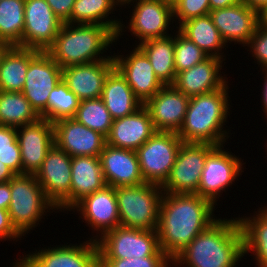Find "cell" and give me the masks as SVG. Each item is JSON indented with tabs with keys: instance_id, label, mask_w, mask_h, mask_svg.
I'll return each mask as SVG.
<instances>
[{
	"instance_id": "obj_1",
	"label": "cell",
	"mask_w": 267,
	"mask_h": 267,
	"mask_svg": "<svg viewBox=\"0 0 267 267\" xmlns=\"http://www.w3.org/2000/svg\"><path fill=\"white\" fill-rule=\"evenodd\" d=\"M214 204L197 194L164 192L157 235L160 249L172 260L216 219Z\"/></svg>"
},
{
	"instance_id": "obj_2",
	"label": "cell",
	"mask_w": 267,
	"mask_h": 267,
	"mask_svg": "<svg viewBox=\"0 0 267 267\" xmlns=\"http://www.w3.org/2000/svg\"><path fill=\"white\" fill-rule=\"evenodd\" d=\"M239 219H217L173 259L174 267H237L244 257Z\"/></svg>"
},
{
	"instance_id": "obj_3",
	"label": "cell",
	"mask_w": 267,
	"mask_h": 267,
	"mask_svg": "<svg viewBox=\"0 0 267 267\" xmlns=\"http://www.w3.org/2000/svg\"><path fill=\"white\" fill-rule=\"evenodd\" d=\"M227 84L228 81L216 91L190 97L184 123L177 133L183 143L220 146L227 142L230 133L223 129L231 106Z\"/></svg>"
},
{
	"instance_id": "obj_4",
	"label": "cell",
	"mask_w": 267,
	"mask_h": 267,
	"mask_svg": "<svg viewBox=\"0 0 267 267\" xmlns=\"http://www.w3.org/2000/svg\"><path fill=\"white\" fill-rule=\"evenodd\" d=\"M117 40V35L107 26L64 23L46 52L63 69L71 65L114 59L113 55L102 54Z\"/></svg>"
},
{
	"instance_id": "obj_5",
	"label": "cell",
	"mask_w": 267,
	"mask_h": 267,
	"mask_svg": "<svg viewBox=\"0 0 267 267\" xmlns=\"http://www.w3.org/2000/svg\"><path fill=\"white\" fill-rule=\"evenodd\" d=\"M10 191L8 213L13 226L22 236L37 227L47 212L57 210L47 199L34 174L15 175L10 180Z\"/></svg>"
},
{
	"instance_id": "obj_6",
	"label": "cell",
	"mask_w": 267,
	"mask_h": 267,
	"mask_svg": "<svg viewBox=\"0 0 267 267\" xmlns=\"http://www.w3.org/2000/svg\"><path fill=\"white\" fill-rule=\"evenodd\" d=\"M120 225L126 228L157 230L164 191L160 185L143 183L115 188Z\"/></svg>"
},
{
	"instance_id": "obj_7",
	"label": "cell",
	"mask_w": 267,
	"mask_h": 267,
	"mask_svg": "<svg viewBox=\"0 0 267 267\" xmlns=\"http://www.w3.org/2000/svg\"><path fill=\"white\" fill-rule=\"evenodd\" d=\"M98 258L130 259L167 256L159 246L156 230L116 227L97 241Z\"/></svg>"
},
{
	"instance_id": "obj_8",
	"label": "cell",
	"mask_w": 267,
	"mask_h": 267,
	"mask_svg": "<svg viewBox=\"0 0 267 267\" xmlns=\"http://www.w3.org/2000/svg\"><path fill=\"white\" fill-rule=\"evenodd\" d=\"M183 141L175 132L156 131L137 150L146 183L162 186L167 180Z\"/></svg>"
},
{
	"instance_id": "obj_9",
	"label": "cell",
	"mask_w": 267,
	"mask_h": 267,
	"mask_svg": "<svg viewBox=\"0 0 267 267\" xmlns=\"http://www.w3.org/2000/svg\"><path fill=\"white\" fill-rule=\"evenodd\" d=\"M135 2V4H134ZM133 3V4H130ZM128 4V5H127ZM133 5L132 15L128 26L121 23L117 33V39L129 28L131 36L138 39L141 44L144 41L167 37L170 24H173V4L166 0H130L123 6ZM172 22V23H171Z\"/></svg>"
},
{
	"instance_id": "obj_10",
	"label": "cell",
	"mask_w": 267,
	"mask_h": 267,
	"mask_svg": "<svg viewBox=\"0 0 267 267\" xmlns=\"http://www.w3.org/2000/svg\"><path fill=\"white\" fill-rule=\"evenodd\" d=\"M214 147L209 143H182L162 190L173 194H196L206 157Z\"/></svg>"
},
{
	"instance_id": "obj_11",
	"label": "cell",
	"mask_w": 267,
	"mask_h": 267,
	"mask_svg": "<svg viewBox=\"0 0 267 267\" xmlns=\"http://www.w3.org/2000/svg\"><path fill=\"white\" fill-rule=\"evenodd\" d=\"M224 146H215L207 155L200 177L197 195L211 201L215 206L220 193L228 189L244 172L241 158L225 151Z\"/></svg>"
},
{
	"instance_id": "obj_12",
	"label": "cell",
	"mask_w": 267,
	"mask_h": 267,
	"mask_svg": "<svg viewBox=\"0 0 267 267\" xmlns=\"http://www.w3.org/2000/svg\"><path fill=\"white\" fill-rule=\"evenodd\" d=\"M61 80L62 68L46 51L30 60L22 93L41 118L48 120V97Z\"/></svg>"
},
{
	"instance_id": "obj_13",
	"label": "cell",
	"mask_w": 267,
	"mask_h": 267,
	"mask_svg": "<svg viewBox=\"0 0 267 267\" xmlns=\"http://www.w3.org/2000/svg\"><path fill=\"white\" fill-rule=\"evenodd\" d=\"M22 48L46 51L54 42L63 22L46 0H25Z\"/></svg>"
},
{
	"instance_id": "obj_14",
	"label": "cell",
	"mask_w": 267,
	"mask_h": 267,
	"mask_svg": "<svg viewBox=\"0 0 267 267\" xmlns=\"http://www.w3.org/2000/svg\"><path fill=\"white\" fill-rule=\"evenodd\" d=\"M72 157L55 144L34 174L47 199L57 210L70 198Z\"/></svg>"
},
{
	"instance_id": "obj_15",
	"label": "cell",
	"mask_w": 267,
	"mask_h": 267,
	"mask_svg": "<svg viewBox=\"0 0 267 267\" xmlns=\"http://www.w3.org/2000/svg\"><path fill=\"white\" fill-rule=\"evenodd\" d=\"M79 244L45 247L20 257L30 267H99L97 242L89 239Z\"/></svg>"
},
{
	"instance_id": "obj_16",
	"label": "cell",
	"mask_w": 267,
	"mask_h": 267,
	"mask_svg": "<svg viewBox=\"0 0 267 267\" xmlns=\"http://www.w3.org/2000/svg\"><path fill=\"white\" fill-rule=\"evenodd\" d=\"M71 210L80 212L79 217L83 218L94 232L99 233L90 238L93 241L121 226L115 187L112 186H106L102 190L85 196Z\"/></svg>"
},
{
	"instance_id": "obj_17",
	"label": "cell",
	"mask_w": 267,
	"mask_h": 267,
	"mask_svg": "<svg viewBox=\"0 0 267 267\" xmlns=\"http://www.w3.org/2000/svg\"><path fill=\"white\" fill-rule=\"evenodd\" d=\"M22 159V175L35 174L48 151L55 144L54 125L40 118L36 122L16 128Z\"/></svg>"
},
{
	"instance_id": "obj_18",
	"label": "cell",
	"mask_w": 267,
	"mask_h": 267,
	"mask_svg": "<svg viewBox=\"0 0 267 267\" xmlns=\"http://www.w3.org/2000/svg\"><path fill=\"white\" fill-rule=\"evenodd\" d=\"M113 55L115 68L143 104L164 86L154 73L147 56L137 46L125 57L115 53Z\"/></svg>"
},
{
	"instance_id": "obj_19",
	"label": "cell",
	"mask_w": 267,
	"mask_h": 267,
	"mask_svg": "<svg viewBox=\"0 0 267 267\" xmlns=\"http://www.w3.org/2000/svg\"><path fill=\"white\" fill-rule=\"evenodd\" d=\"M55 145L71 157H100L106 137L77 122L74 118L60 119L53 123Z\"/></svg>"
},
{
	"instance_id": "obj_20",
	"label": "cell",
	"mask_w": 267,
	"mask_h": 267,
	"mask_svg": "<svg viewBox=\"0 0 267 267\" xmlns=\"http://www.w3.org/2000/svg\"><path fill=\"white\" fill-rule=\"evenodd\" d=\"M189 99L173 85H164L150 98L144 106L156 131L178 133L184 123Z\"/></svg>"
},
{
	"instance_id": "obj_21",
	"label": "cell",
	"mask_w": 267,
	"mask_h": 267,
	"mask_svg": "<svg viewBox=\"0 0 267 267\" xmlns=\"http://www.w3.org/2000/svg\"><path fill=\"white\" fill-rule=\"evenodd\" d=\"M209 15L225 43L246 46L260 23V15L242 2L210 11Z\"/></svg>"
},
{
	"instance_id": "obj_22",
	"label": "cell",
	"mask_w": 267,
	"mask_h": 267,
	"mask_svg": "<svg viewBox=\"0 0 267 267\" xmlns=\"http://www.w3.org/2000/svg\"><path fill=\"white\" fill-rule=\"evenodd\" d=\"M114 68V59L71 65L62 69V80L80 101L100 98L105 79Z\"/></svg>"
},
{
	"instance_id": "obj_23",
	"label": "cell",
	"mask_w": 267,
	"mask_h": 267,
	"mask_svg": "<svg viewBox=\"0 0 267 267\" xmlns=\"http://www.w3.org/2000/svg\"><path fill=\"white\" fill-rule=\"evenodd\" d=\"M99 158L107 186L117 188L145 183L136 151L106 144Z\"/></svg>"
},
{
	"instance_id": "obj_24",
	"label": "cell",
	"mask_w": 267,
	"mask_h": 267,
	"mask_svg": "<svg viewBox=\"0 0 267 267\" xmlns=\"http://www.w3.org/2000/svg\"><path fill=\"white\" fill-rule=\"evenodd\" d=\"M106 186L99 157H72L70 198L59 208V211H71L85 196L102 190Z\"/></svg>"
},
{
	"instance_id": "obj_25",
	"label": "cell",
	"mask_w": 267,
	"mask_h": 267,
	"mask_svg": "<svg viewBox=\"0 0 267 267\" xmlns=\"http://www.w3.org/2000/svg\"><path fill=\"white\" fill-rule=\"evenodd\" d=\"M155 132L150 113L143 105L135 113L113 120L106 142L112 147L136 151Z\"/></svg>"
},
{
	"instance_id": "obj_26",
	"label": "cell",
	"mask_w": 267,
	"mask_h": 267,
	"mask_svg": "<svg viewBox=\"0 0 267 267\" xmlns=\"http://www.w3.org/2000/svg\"><path fill=\"white\" fill-rule=\"evenodd\" d=\"M223 61L216 57H208L201 63L178 72L172 85L189 97L216 91L227 82V78L220 74Z\"/></svg>"
},
{
	"instance_id": "obj_27",
	"label": "cell",
	"mask_w": 267,
	"mask_h": 267,
	"mask_svg": "<svg viewBox=\"0 0 267 267\" xmlns=\"http://www.w3.org/2000/svg\"><path fill=\"white\" fill-rule=\"evenodd\" d=\"M101 98L113 120L131 115L144 105L116 68L106 77Z\"/></svg>"
},
{
	"instance_id": "obj_28",
	"label": "cell",
	"mask_w": 267,
	"mask_h": 267,
	"mask_svg": "<svg viewBox=\"0 0 267 267\" xmlns=\"http://www.w3.org/2000/svg\"><path fill=\"white\" fill-rule=\"evenodd\" d=\"M176 28L197 47L202 49L208 57L226 60L223 58L225 56L222 48L224 49L228 44L223 41L209 14L191 18L180 26H176Z\"/></svg>"
},
{
	"instance_id": "obj_29",
	"label": "cell",
	"mask_w": 267,
	"mask_h": 267,
	"mask_svg": "<svg viewBox=\"0 0 267 267\" xmlns=\"http://www.w3.org/2000/svg\"><path fill=\"white\" fill-rule=\"evenodd\" d=\"M136 46L147 56L159 80L164 85H172L177 75L174 61L175 35L147 40Z\"/></svg>"
},
{
	"instance_id": "obj_30",
	"label": "cell",
	"mask_w": 267,
	"mask_h": 267,
	"mask_svg": "<svg viewBox=\"0 0 267 267\" xmlns=\"http://www.w3.org/2000/svg\"><path fill=\"white\" fill-rule=\"evenodd\" d=\"M39 52L36 49L13 46L0 65V90L22 92L30 60Z\"/></svg>"
},
{
	"instance_id": "obj_31",
	"label": "cell",
	"mask_w": 267,
	"mask_h": 267,
	"mask_svg": "<svg viewBox=\"0 0 267 267\" xmlns=\"http://www.w3.org/2000/svg\"><path fill=\"white\" fill-rule=\"evenodd\" d=\"M244 241V255L253 252L258 267H267V215L260 209L251 217H238Z\"/></svg>"
},
{
	"instance_id": "obj_32",
	"label": "cell",
	"mask_w": 267,
	"mask_h": 267,
	"mask_svg": "<svg viewBox=\"0 0 267 267\" xmlns=\"http://www.w3.org/2000/svg\"><path fill=\"white\" fill-rule=\"evenodd\" d=\"M119 6L116 0H75L70 23L107 26L117 35L121 20L109 19L107 16L113 14Z\"/></svg>"
},
{
	"instance_id": "obj_33",
	"label": "cell",
	"mask_w": 267,
	"mask_h": 267,
	"mask_svg": "<svg viewBox=\"0 0 267 267\" xmlns=\"http://www.w3.org/2000/svg\"><path fill=\"white\" fill-rule=\"evenodd\" d=\"M40 118L22 92L0 90V126L17 128Z\"/></svg>"
},
{
	"instance_id": "obj_34",
	"label": "cell",
	"mask_w": 267,
	"mask_h": 267,
	"mask_svg": "<svg viewBox=\"0 0 267 267\" xmlns=\"http://www.w3.org/2000/svg\"><path fill=\"white\" fill-rule=\"evenodd\" d=\"M25 0H0V41L22 47Z\"/></svg>"
},
{
	"instance_id": "obj_35",
	"label": "cell",
	"mask_w": 267,
	"mask_h": 267,
	"mask_svg": "<svg viewBox=\"0 0 267 267\" xmlns=\"http://www.w3.org/2000/svg\"><path fill=\"white\" fill-rule=\"evenodd\" d=\"M77 122L107 137L113 119L102 98L82 100L73 117Z\"/></svg>"
},
{
	"instance_id": "obj_36",
	"label": "cell",
	"mask_w": 267,
	"mask_h": 267,
	"mask_svg": "<svg viewBox=\"0 0 267 267\" xmlns=\"http://www.w3.org/2000/svg\"><path fill=\"white\" fill-rule=\"evenodd\" d=\"M79 102L78 97L61 80L48 97V121L55 123L60 119L73 118Z\"/></svg>"
},
{
	"instance_id": "obj_37",
	"label": "cell",
	"mask_w": 267,
	"mask_h": 267,
	"mask_svg": "<svg viewBox=\"0 0 267 267\" xmlns=\"http://www.w3.org/2000/svg\"><path fill=\"white\" fill-rule=\"evenodd\" d=\"M176 33L174 49L176 73L189 69L208 58V55L202 49L197 47L179 30Z\"/></svg>"
},
{
	"instance_id": "obj_38",
	"label": "cell",
	"mask_w": 267,
	"mask_h": 267,
	"mask_svg": "<svg viewBox=\"0 0 267 267\" xmlns=\"http://www.w3.org/2000/svg\"><path fill=\"white\" fill-rule=\"evenodd\" d=\"M0 162L16 175H22V159L16 127L0 126Z\"/></svg>"
},
{
	"instance_id": "obj_39",
	"label": "cell",
	"mask_w": 267,
	"mask_h": 267,
	"mask_svg": "<svg viewBox=\"0 0 267 267\" xmlns=\"http://www.w3.org/2000/svg\"><path fill=\"white\" fill-rule=\"evenodd\" d=\"M168 256L133 257L128 259L99 258V267H171Z\"/></svg>"
},
{
	"instance_id": "obj_40",
	"label": "cell",
	"mask_w": 267,
	"mask_h": 267,
	"mask_svg": "<svg viewBox=\"0 0 267 267\" xmlns=\"http://www.w3.org/2000/svg\"><path fill=\"white\" fill-rule=\"evenodd\" d=\"M210 13L209 0H177L173 3V19L179 26L195 17H201Z\"/></svg>"
},
{
	"instance_id": "obj_41",
	"label": "cell",
	"mask_w": 267,
	"mask_h": 267,
	"mask_svg": "<svg viewBox=\"0 0 267 267\" xmlns=\"http://www.w3.org/2000/svg\"><path fill=\"white\" fill-rule=\"evenodd\" d=\"M250 47L247 50L251 52L252 57L257 61L261 69L267 68V24L259 23L256 27L254 35L250 38L249 43L246 45Z\"/></svg>"
},
{
	"instance_id": "obj_42",
	"label": "cell",
	"mask_w": 267,
	"mask_h": 267,
	"mask_svg": "<svg viewBox=\"0 0 267 267\" xmlns=\"http://www.w3.org/2000/svg\"><path fill=\"white\" fill-rule=\"evenodd\" d=\"M22 235L13 226L8 210L0 208V241L3 239L13 240L16 242L21 239Z\"/></svg>"
},
{
	"instance_id": "obj_43",
	"label": "cell",
	"mask_w": 267,
	"mask_h": 267,
	"mask_svg": "<svg viewBox=\"0 0 267 267\" xmlns=\"http://www.w3.org/2000/svg\"><path fill=\"white\" fill-rule=\"evenodd\" d=\"M46 2L63 23H70L75 0H46Z\"/></svg>"
},
{
	"instance_id": "obj_44",
	"label": "cell",
	"mask_w": 267,
	"mask_h": 267,
	"mask_svg": "<svg viewBox=\"0 0 267 267\" xmlns=\"http://www.w3.org/2000/svg\"><path fill=\"white\" fill-rule=\"evenodd\" d=\"M10 181L0 183V208L8 210L11 201Z\"/></svg>"
},
{
	"instance_id": "obj_45",
	"label": "cell",
	"mask_w": 267,
	"mask_h": 267,
	"mask_svg": "<svg viewBox=\"0 0 267 267\" xmlns=\"http://www.w3.org/2000/svg\"><path fill=\"white\" fill-rule=\"evenodd\" d=\"M241 0H209L210 11L234 6Z\"/></svg>"
},
{
	"instance_id": "obj_46",
	"label": "cell",
	"mask_w": 267,
	"mask_h": 267,
	"mask_svg": "<svg viewBox=\"0 0 267 267\" xmlns=\"http://www.w3.org/2000/svg\"><path fill=\"white\" fill-rule=\"evenodd\" d=\"M241 2L249 8L254 9L259 14L267 6V0H241Z\"/></svg>"
},
{
	"instance_id": "obj_47",
	"label": "cell",
	"mask_w": 267,
	"mask_h": 267,
	"mask_svg": "<svg viewBox=\"0 0 267 267\" xmlns=\"http://www.w3.org/2000/svg\"><path fill=\"white\" fill-rule=\"evenodd\" d=\"M15 175L7 165L0 162V183L9 182Z\"/></svg>"
},
{
	"instance_id": "obj_48",
	"label": "cell",
	"mask_w": 267,
	"mask_h": 267,
	"mask_svg": "<svg viewBox=\"0 0 267 267\" xmlns=\"http://www.w3.org/2000/svg\"><path fill=\"white\" fill-rule=\"evenodd\" d=\"M262 74H264V83H263V92L261 97H262V106L264 107L263 112L266 114L265 117L267 118V68L266 69H262Z\"/></svg>"
},
{
	"instance_id": "obj_49",
	"label": "cell",
	"mask_w": 267,
	"mask_h": 267,
	"mask_svg": "<svg viewBox=\"0 0 267 267\" xmlns=\"http://www.w3.org/2000/svg\"><path fill=\"white\" fill-rule=\"evenodd\" d=\"M13 46L7 42L0 41V65L2 64L4 56Z\"/></svg>"
},
{
	"instance_id": "obj_50",
	"label": "cell",
	"mask_w": 267,
	"mask_h": 267,
	"mask_svg": "<svg viewBox=\"0 0 267 267\" xmlns=\"http://www.w3.org/2000/svg\"><path fill=\"white\" fill-rule=\"evenodd\" d=\"M15 264L13 263L12 267H30L22 258H18L15 260Z\"/></svg>"
},
{
	"instance_id": "obj_51",
	"label": "cell",
	"mask_w": 267,
	"mask_h": 267,
	"mask_svg": "<svg viewBox=\"0 0 267 267\" xmlns=\"http://www.w3.org/2000/svg\"><path fill=\"white\" fill-rule=\"evenodd\" d=\"M259 15H260V22L263 24H267V6Z\"/></svg>"
},
{
	"instance_id": "obj_52",
	"label": "cell",
	"mask_w": 267,
	"mask_h": 267,
	"mask_svg": "<svg viewBox=\"0 0 267 267\" xmlns=\"http://www.w3.org/2000/svg\"><path fill=\"white\" fill-rule=\"evenodd\" d=\"M120 5H121V7L126 3V2H128V1H130V0H116Z\"/></svg>"
},
{
	"instance_id": "obj_53",
	"label": "cell",
	"mask_w": 267,
	"mask_h": 267,
	"mask_svg": "<svg viewBox=\"0 0 267 267\" xmlns=\"http://www.w3.org/2000/svg\"><path fill=\"white\" fill-rule=\"evenodd\" d=\"M259 209L267 215V206L259 207Z\"/></svg>"
},
{
	"instance_id": "obj_54",
	"label": "cell",
	"mask_w": 267,
	"mask_h": 267,
	"mask_svg": "<svg viewBox=\"0 0 267 267\" xmlns=\"http://www.w3.org/2000/svg\"><path fill=\"white\" fill-rule=\"evenodd\" d=\"M166 1H168L170 4H173L177 0H166Z\"/></svg>"
}]
</instances>
